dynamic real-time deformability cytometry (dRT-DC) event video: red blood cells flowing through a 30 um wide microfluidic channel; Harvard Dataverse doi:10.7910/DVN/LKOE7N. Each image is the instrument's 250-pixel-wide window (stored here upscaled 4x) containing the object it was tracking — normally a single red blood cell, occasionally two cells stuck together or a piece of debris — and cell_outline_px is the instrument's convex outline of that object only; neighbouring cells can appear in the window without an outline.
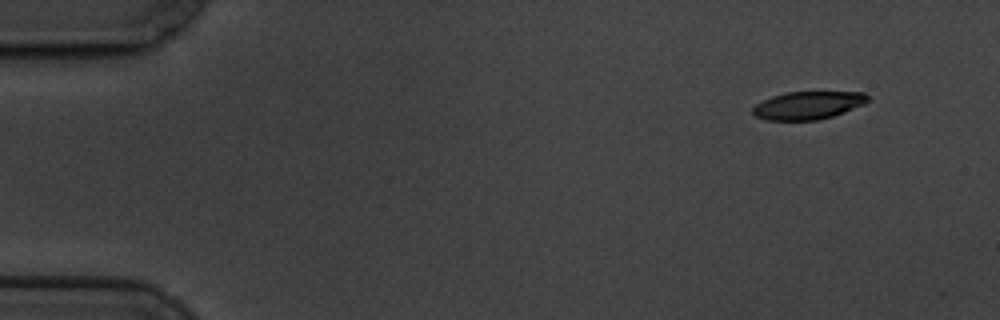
{"species": "common noctule bat (a hibernating species)", "species_latin": "Nyctalus noctula", "temperature_condition": "cold", "stored_images_in_passage": 8, "camera_frame_rate_fps": 3000, "um_per_image_px": 0.085, "animal": {"sex": "male", "body_mass_g": 19.5, "forearm_length_mm": 54.6}, "frame": {"image": 1, "passage_image": 1, "time_ms": 0.0, "image_size_px": [1000, 320], "cell_outline_px": [[868, 100], [864, 104], [844, 112], [832, 116], [816, 120], [764, 120], [756, 116], [752, 112], [752, 108], [756, 104], [772, 96], [788, 92], [864, 92], [868, 96]], "centroid_in_image_um": [68.67, 8.95], "position_along_channel_um": 16.3, "area_um2": 18.55}}
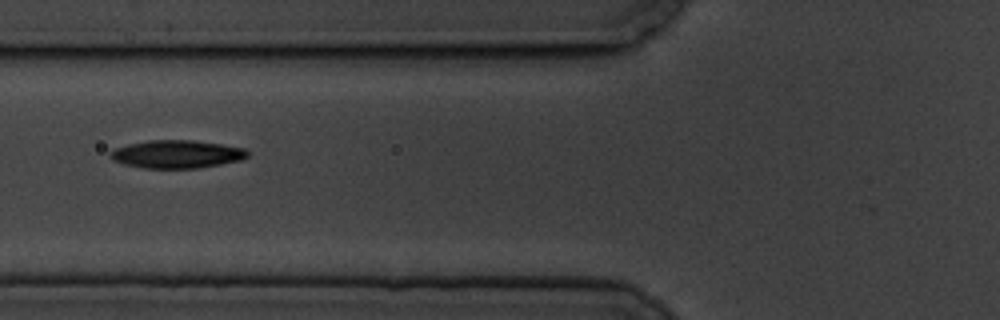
{"frame": {"image": 2, "passage_image": 6, "time_ms": 6.0, "image_size_px": [1000, 320], "cell_outline_px": [[248, 156], [240, 160], [200, 168], [144, 168], [124, 164], [112, 160], [108, 156], [108, 152], [116, 148], [128, 144], [148, 140], [192, 140], [220, 144], [244, 148], [248, 152]], "centroid_in_image_um": [14.98, 13.1], "position_along_channel_um": 110.8, "area_um2": 22.37}}
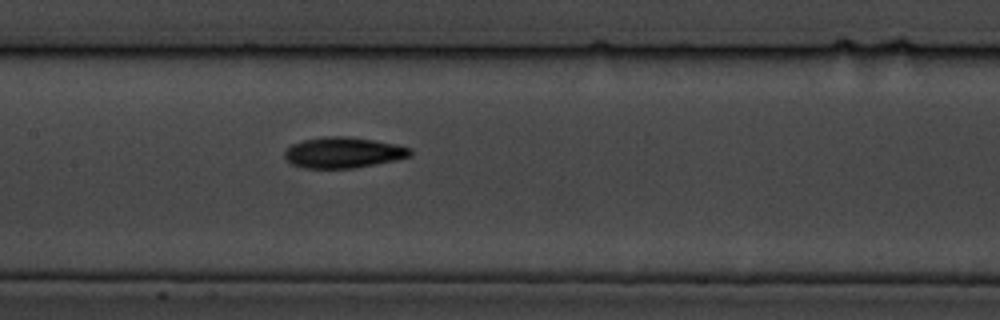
{"frame": {"image": 3, "passage_image": 8, "time_ms": 8.0, "image_size_px": [1000, 320], "cell_outline_px": [[412, 156], [396, 160], [356, 168], [304, 168], [292, 164], [284, 156], [284, 148], [292, 144], [304, 140], [328, 136], [348, 136], [396, 144], [412, 148]], "centroid_in_image_um": [29.19, 12.97], "position_along_channel_um": 178.2, "area_um2": 22.66}}